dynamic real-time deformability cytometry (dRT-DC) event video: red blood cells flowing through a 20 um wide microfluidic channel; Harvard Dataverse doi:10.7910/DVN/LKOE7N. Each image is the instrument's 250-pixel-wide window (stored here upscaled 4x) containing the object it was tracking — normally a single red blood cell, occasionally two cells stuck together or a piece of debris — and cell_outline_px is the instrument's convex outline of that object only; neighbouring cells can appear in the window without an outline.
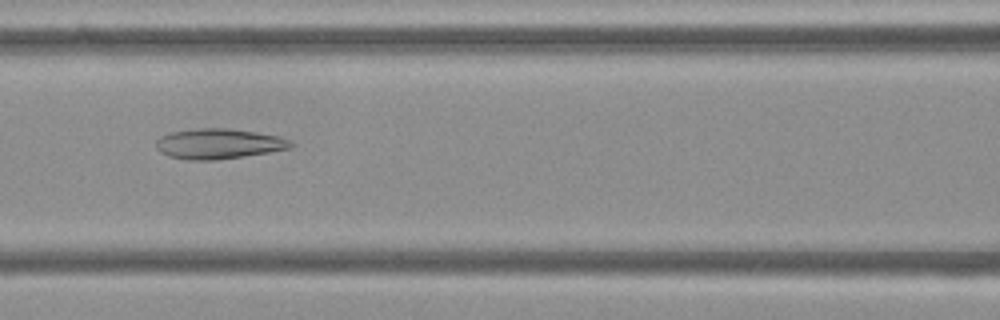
{"species": "Egyptian fruit bat (a non-hibernating species)", "species_latin": "Rousettus aegyptiacus", "temperature_condition": "cold", "stored_images_in_passage": 54, "camera_frame_rate_fps": 3000, "um_per_image_px": 0.085, "frame": {"image": 1, "passage_image": 23, "time_ms": 7.333, "image_size_px": [1000, 320], "cell_outline_px": [[296, 144], [292, 148], [244, 156], [216, 160], [184, 160], [168, 156], [160, 152], [156, 148], [156, 140], [160, 136], [172, 132], [200, 128], [228, 128], [256, 132], [280, 136]], "centroid_in_image_um": [18.58, 12.22], "position_along_channel_um": 148.0, "area_um2": 23.87}}
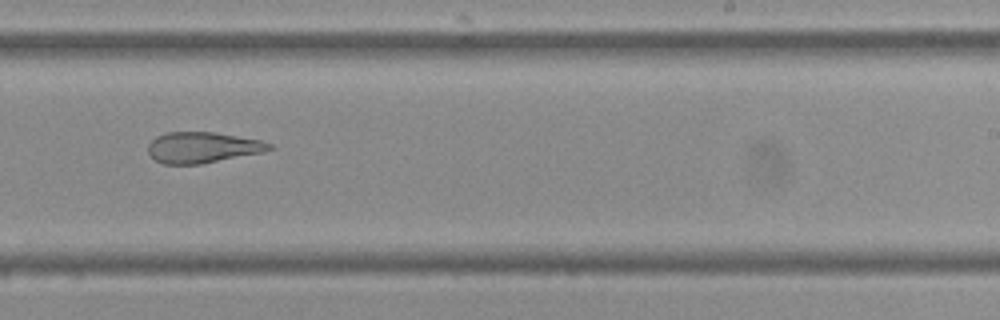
{"frame": {"image": 2, "passage_image": 33, "time_ms": 10.667, "image_size_px": [1000, 320], "cell_outline_px": [[276, 148], [264, 152], [200, 164], [164, 164], [156, 160], [148, 152], [148, 144], [156, 136], [164, 132], [212, 132], [260, 140], [272, 144]], "centroid_in_image_um": [17.22, 12.53], "position_along_channel_um": 271.8, "area_um2": 21.79}}
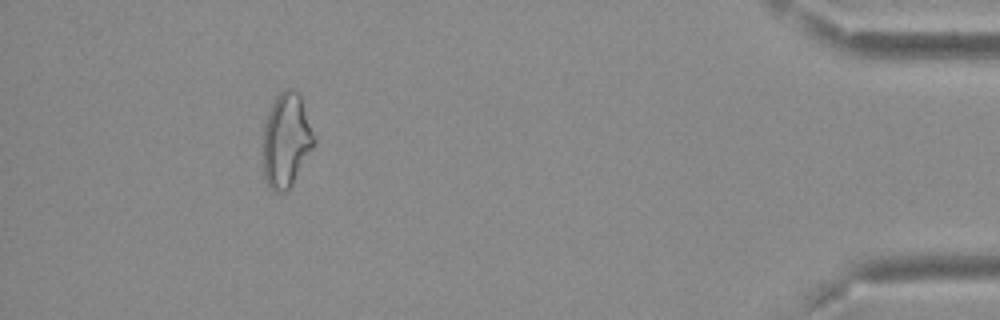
{"frame": {"image": 3, "passage_image": 49, "time_ms": 16.0, "image_size_px": [1000, 320], "cell_outline_px": [[316, 140], [312, 148], [292, 184], [284, 192], [276, 192], [268, 184], [264, 176], [264, 124], [268, 112], [276, 96], [280, 92], [288, 88], [292, 88], [300, 92], [316, 136]], "centroid_in_image_um": [24.36, 11.85], "position_along_channel_um": 410.8, "area_um2": 27.92}, "authors_computed_cell_mechanics": {"area_um2": 26.7325, "velocity_mm_per_s": 3.721, "shape_relaxation_time_tau1_ms": null, "shape_relaxation_time_tau2_ms": 3.5613, "deformation_change_tau1": null, "deformation_change_tau2": 0.1419}}